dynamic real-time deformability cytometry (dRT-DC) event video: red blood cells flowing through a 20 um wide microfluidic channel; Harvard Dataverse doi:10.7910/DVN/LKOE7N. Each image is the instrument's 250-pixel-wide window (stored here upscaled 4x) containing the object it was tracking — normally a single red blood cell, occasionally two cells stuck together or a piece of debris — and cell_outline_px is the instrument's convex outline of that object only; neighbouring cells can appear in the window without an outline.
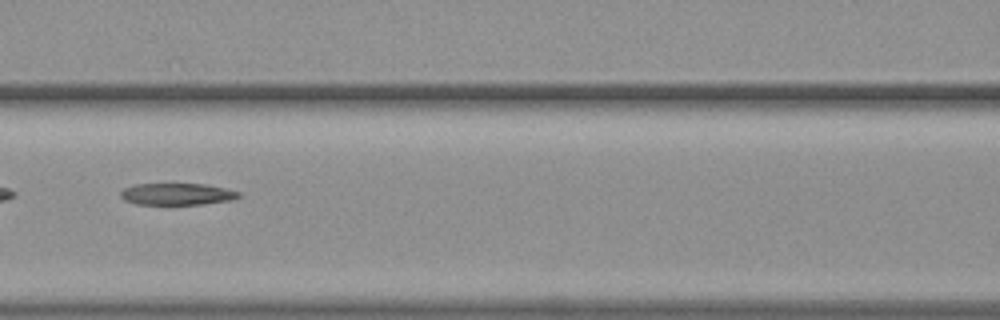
{"species": "common noctule bat (a hibernating species)", "species_latin": "Nyctalus noctula", "temperature_condition": "warm", "stored_images_in_passage": 45, "camera_frame_rate_fps": 3000, "um_per_image_px": 0.085, "animal": {"sex": "female", "body_mass_g": 19.3, "forearm_length_mm": 54.1}, "frame": {"image": 1, "passage_image": 20, "time_ms": 6.333, "image_size_px": [1000, 320], "cell_outline_px": [[240, 196], [232, 200], [204, 204], [136, 204], [124, 200], [120, 196], [120, 192], [124, 188], [132, 184], [204, 184], [224, 188], [240, 192]], "centroid_in_image_um": [15.02, 16.5], "position_along_channel_um": 151.6, "area_um2": 14.97}}